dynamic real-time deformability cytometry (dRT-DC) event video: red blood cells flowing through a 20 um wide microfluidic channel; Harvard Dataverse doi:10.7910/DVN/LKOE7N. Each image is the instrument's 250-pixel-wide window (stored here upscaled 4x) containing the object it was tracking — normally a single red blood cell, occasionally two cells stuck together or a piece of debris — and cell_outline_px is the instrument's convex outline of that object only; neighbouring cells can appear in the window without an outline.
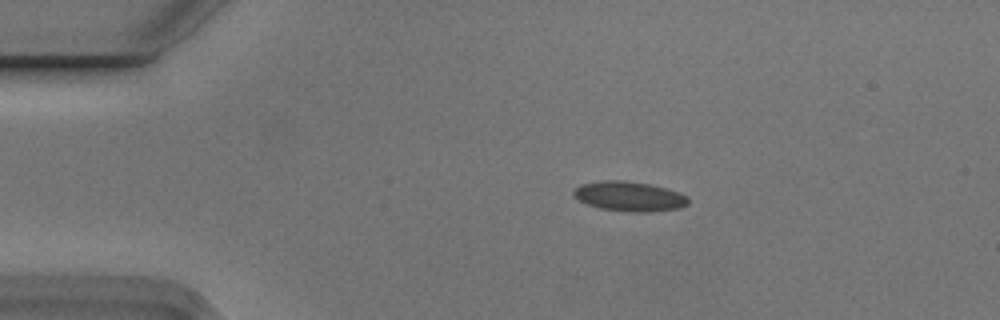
{"species": "Egyptian fruit bat (a non-hibernating species)", "species_latin": "Rousettus aegyptiacus", "temperature_condition": "cold", "stored_images_in_passage": 5, "camera_frame_rate_fps": 3000, "um_per_image_px": 0.085, "animal": {"sex": "male"}, "frame": {"image": 1, "passage_image": 2, "time_ms": 0.333, "image_size_px": [1000, 320], "cell_outline_px": [[688, 204], [680, 208], [648, 212], [628, 212], [600, 208], [588, 204], [572, 196], [572, 192], [580, 184], [600, 180], [624, 180], [648, 184], [668, 188], [688, 196]], "centroid_in_image_um": [53.49, 16.68], "position_along_channel_um": 31.5, "area_um2": 20.0}}
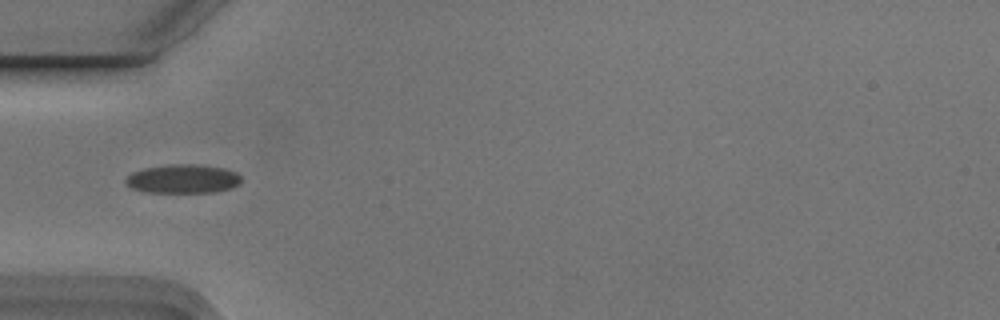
{"frame": {"image": 2, "passage_image": 4, "time_ms": 1.0, "image_size_px": [1000, 320], "cell_outline_px": [[240, 184], [232, 188], [216, 192], [144, 192], [132, 188], [124, 180], [132, 172], [144, 168], [172, 164], [196, 164], [224, 168], [236, 172], [240, 176]], "centroid_in_image_um": [15.57, 15.2], "position_along_channel_um": 69.4, "area_um2": 19.42}}
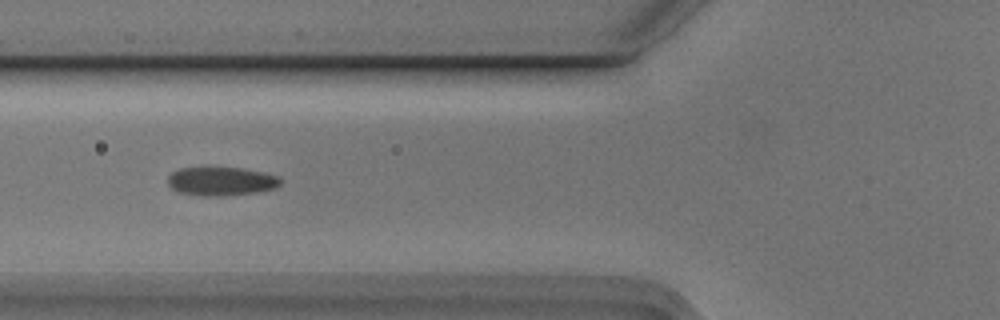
{"frame": {"image": 3, "passage_image": 5, "time_ms": 1.333, "image_size_px": [1000, 320], "cell_outline_px": [[280, 184], [276, 188], [260, 192], [224, 196], [204, 196], [176, 192], [168, 184], [168, 176], [172, 172], [180, 168], [240, 168], [260, 172], [276, 176], [280, 180]], "centroid_in_image_um": [18.77, 15.43], "position_along_channel_um": 107.0, "area_um2": 18.73}}